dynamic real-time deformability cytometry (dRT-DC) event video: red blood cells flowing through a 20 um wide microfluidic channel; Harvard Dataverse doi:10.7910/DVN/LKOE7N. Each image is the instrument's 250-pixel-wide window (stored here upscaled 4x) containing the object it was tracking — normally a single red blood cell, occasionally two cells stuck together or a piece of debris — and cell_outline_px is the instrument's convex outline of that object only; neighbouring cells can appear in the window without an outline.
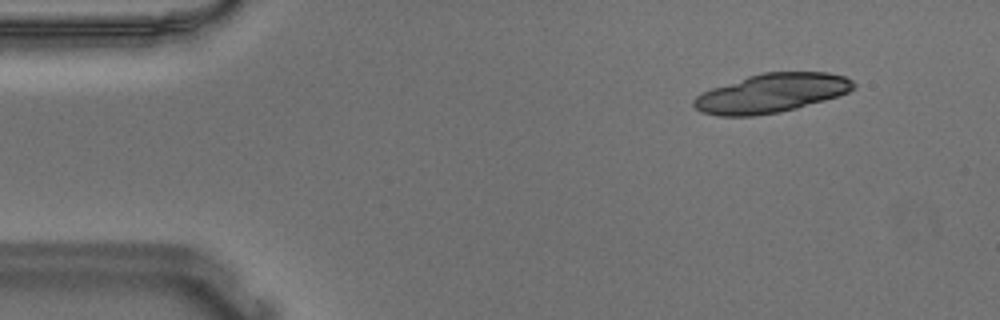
{"species": "Egyptian fruit bat (a non-hibernating species)", "species_latin": "Rousettus aegyptiacus", "temperature_condition": "warm", "stored_images_in_passage": 18, "camera_frame_rate_fps": 3000, "um_per_image_px": 0.085, "animal": {"sex": "male"}, "frame": {"image": 1, "passage_image": 6, "time_ms": 1.667, "image_size_px": [1000, 320], "cell_outline_px": [[856, 88], [848, 92], [824, 100], [796, 108], [780, 112], [752, 116], [716, 116], [700, 112], [692, 104], [692, 100], [696, 96], [712, 88], [748, 76], [764, 72], [828, 72], [844, 76], [852, 80], [856, 84]], "centroid_in_image_um": [65.57, 7.92], "position_along_channel_um": 19.4, "area_um2": 36.18}}